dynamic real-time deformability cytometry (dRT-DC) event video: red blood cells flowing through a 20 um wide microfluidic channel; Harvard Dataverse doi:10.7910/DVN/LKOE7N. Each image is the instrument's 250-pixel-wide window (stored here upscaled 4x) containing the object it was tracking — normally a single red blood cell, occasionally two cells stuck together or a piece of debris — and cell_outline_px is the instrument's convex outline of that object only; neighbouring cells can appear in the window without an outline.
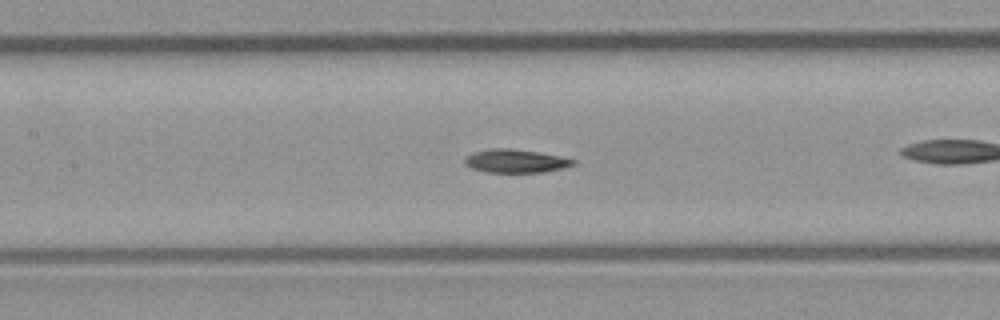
{"species": "common noctule bat (a hibernating species)", "species_latin": "Nyctalus noctula", "temperature_condition": "room temperature", "stored_images_in_passage": 28, "camera_frame_rate_fps": 3000, "um_per_image_px": 0.085, "animal": {"sex": "male", "body_mass_g": 23.1, "forearm_length_mm": 52.7}, "frame": {"image": 1, "passage_image": 9, "time_ms": 2.667, "image_size_px": [1000, 320], "cell_outline_px": [[576, 164], [564, 168], [544, 172], [484, 172], [472, 168], [464, 164], [464, 156], [472, 152], [492, 148], [508, 148], [536, 152], [560, 156], [576, 160]], "centroid_in_image_um": [43.8, 13.69], "position_along_channel_um": 163.6, "area_um2": 14.85}, "authors_computed_cell_mechanics": {"area_um2": 15.2303, "velocity_mm_per_s": 3.9773, "shape_relaxation_time_tau1_ms": 3.5998, "shape_relaxation_time_tau2_ms": 3.6355, "deformation_change_tau1": 0.1427, "deformation_change_tau2": 0.0945}}